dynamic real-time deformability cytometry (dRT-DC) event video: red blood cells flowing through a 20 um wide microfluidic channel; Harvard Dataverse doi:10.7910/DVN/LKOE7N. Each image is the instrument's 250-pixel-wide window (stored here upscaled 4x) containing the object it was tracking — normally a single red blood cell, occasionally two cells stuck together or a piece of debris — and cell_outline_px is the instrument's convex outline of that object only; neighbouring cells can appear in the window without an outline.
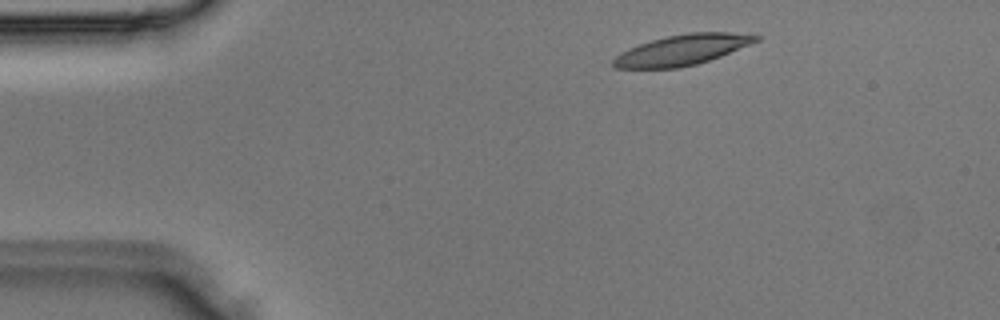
{"species": "Egyptian fruit bat (a non-hibernating species)", "species_latin": "Rousettus aegyptiacus", "temperature_condition": "room temperature", "stored_images_in_passage": 1, "camera_frame_rate_fps": 3000, "um_per_image_px": 0.085, "animal": {"sex": "male"}, "frame": {"image": 1, "passage_image": 1, "time_ms": 0.0, "image_size_px": [1000, 320], "cell_outline_px": [[764, 36], [760, 40], [720, 56], [696, 64], [676, 68], [616, 68], [612, 64], [612, 60], [620, 52], [628, 48], [652, 40], [668, 36], [688, 32], [728, 32]], "centroid_in_image_um": [57.98, 4.23], "position_along_channel_um": 27.0, "area_um2": 25.14}}